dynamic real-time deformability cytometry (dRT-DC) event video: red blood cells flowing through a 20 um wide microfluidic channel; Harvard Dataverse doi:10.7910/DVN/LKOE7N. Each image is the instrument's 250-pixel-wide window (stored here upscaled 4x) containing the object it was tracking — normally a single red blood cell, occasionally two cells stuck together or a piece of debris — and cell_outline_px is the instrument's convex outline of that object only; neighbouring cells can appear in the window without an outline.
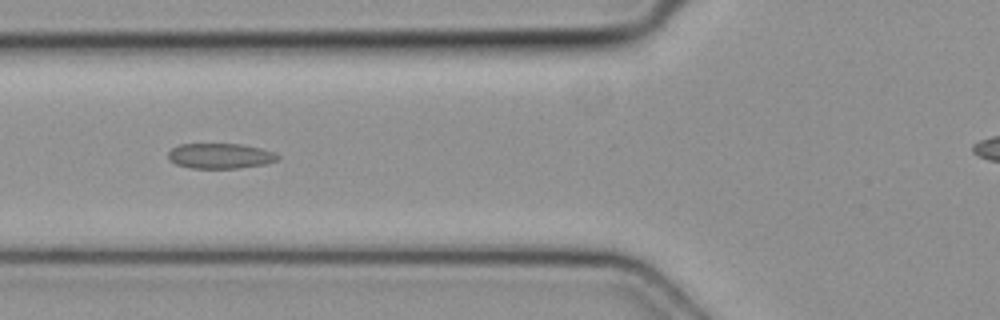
{"species": "common noctule bat (a hibernating species)", "species_latin": "Nyctalus noctula", "temperature_condition": "cold", "stored_images_in_passage": 3, "camera_frame_rate_fps": 3000, "um_per_image_px": 0.085, "animal": {"sex": "female", "body_mass_g": 19.3, "forearm_length_mm": 54.1}, "frame": {"image": 1, "passage_image": 3, "time_ms": 0.667, "image_size_px": [1000, 320], "cell_outline_px": [[280, 156], [276, 160], [264, 164], [240, 168], [192, 168], [176, 164], [168, 160], [168, 152], [172, 148], [180, 144], [240, 144], [260, 148], [276, 152]], "centroid_in_image_um": [18.71, 13.25], "position_along_channel_um": 107.1, "area_um2": 16.13}}